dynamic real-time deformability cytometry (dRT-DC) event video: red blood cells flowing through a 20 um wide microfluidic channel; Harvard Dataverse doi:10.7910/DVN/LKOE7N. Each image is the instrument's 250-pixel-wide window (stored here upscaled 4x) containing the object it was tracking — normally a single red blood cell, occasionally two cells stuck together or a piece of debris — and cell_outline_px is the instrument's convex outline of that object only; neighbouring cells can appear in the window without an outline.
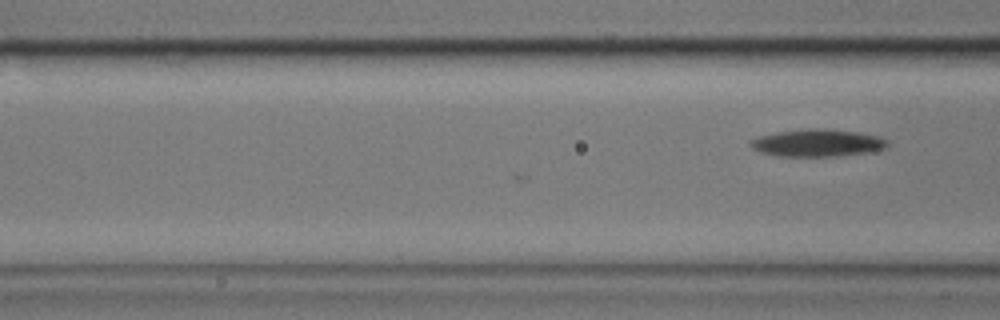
{"species": "common noctule bat (a hibernating species)", "species_latin": "Nyctalus noctula", "temperature_condition": "cold", "stored_images_in_passage": 5, "camera_frame_rate_fps": 3000, "um_per_image_px": 0.085, "animal": {"sex": "male", "body_mass_g": 17.9}, "frame": {"image": 1, "passage_image": 5, "time_ms": 1.333, "image_size_px": [1000, 320], "cell_outline_px": [[888, 144], [884, 148], [868, 152], [840, 156], [776, 156], [760, 152], [752, 148], [748, 144], [748, 140], [760, 136], [780, 132], [808, 128], [820, 128], [860, 132], [880, 136], [888, 140]], "centroid_in_image_um": [69.47, 12.15], "position_along_channel_um": 97.1, "area_um2": 21.91}}